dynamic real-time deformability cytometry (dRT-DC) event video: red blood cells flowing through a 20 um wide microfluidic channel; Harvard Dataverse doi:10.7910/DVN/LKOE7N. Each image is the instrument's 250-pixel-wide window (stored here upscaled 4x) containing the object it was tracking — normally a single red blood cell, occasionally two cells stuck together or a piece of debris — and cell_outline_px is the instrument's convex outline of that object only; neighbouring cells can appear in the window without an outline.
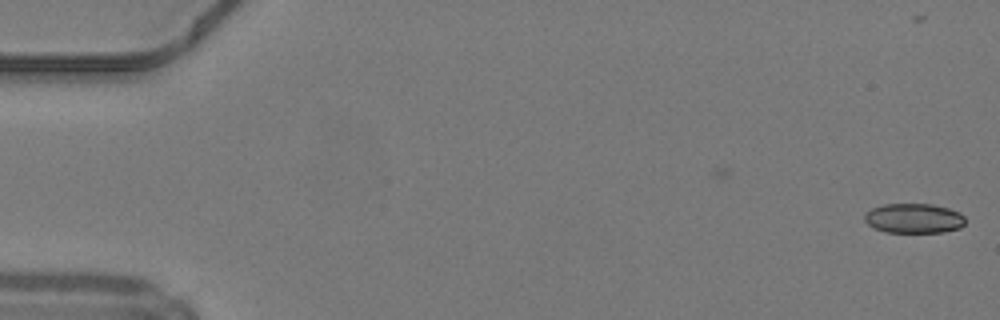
{"species": "common noctule bat (a hibernating species)", "species_latin": "Nyctalus noctula", "temperature_condition": "warm", "stored_images_in_passage": 2, "camera_frame_rate_fps": 3000, "um_per_image_px": 0.085, "animal": {"sex": "male", "body_mass_g": 19.2, "forearm_length_mm": 51.8}, "frame": {"image": 1, "passage_image": 2, "time_ms": 0.333, "image_size_px": [1000, 320], "cell_outline_px": [[964, 224], [960, 228], [944, 232], [884, 232], [872, 228], [864, 220], [864, 212], [872, 208], [884, 204], [932, 204], [948, 208], [960, 212], [964, 216]], "centroid_in_image_um": [77.65, 18.56], "position_along_channel_um": 7.4, "area_um2": 17.63}}